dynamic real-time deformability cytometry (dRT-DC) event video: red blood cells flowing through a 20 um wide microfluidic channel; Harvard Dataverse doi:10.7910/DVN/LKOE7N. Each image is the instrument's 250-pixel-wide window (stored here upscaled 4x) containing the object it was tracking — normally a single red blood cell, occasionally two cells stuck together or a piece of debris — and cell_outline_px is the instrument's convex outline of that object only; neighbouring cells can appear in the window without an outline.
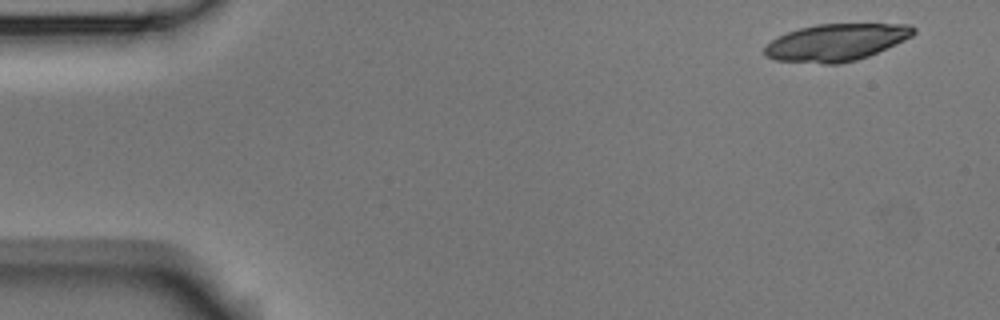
{"species": "Egyptian fruit bat (a non-hibernating species)", "species_latin": "Rousettus aegyptiacus", "temperature_condition": "room temperature", "stored_images_in_passage": 4, "camera_frame_rate_fps": 3000, "um_per_image_px": 0.085, "animal": {"sex": "male"}, "frame": {"image": 1, "passage_image": 1, "time_ms": 0.0, "image_size_px": [1000, 320], "cell_outline_px": [[916, 32], [912, 36], [904, 40], [868, 56], [856, 60], [840, 64], [824, 64], [776, 60], [768, 56], [764, 52], [764, 48], [776, 36], [800, 28], [816, 24], [908, 24], [916, 28]], "centroid_in_image_um": [71.08, 3.6], "position_along_channel_um": 13.9, "area_um2": 32.02}}